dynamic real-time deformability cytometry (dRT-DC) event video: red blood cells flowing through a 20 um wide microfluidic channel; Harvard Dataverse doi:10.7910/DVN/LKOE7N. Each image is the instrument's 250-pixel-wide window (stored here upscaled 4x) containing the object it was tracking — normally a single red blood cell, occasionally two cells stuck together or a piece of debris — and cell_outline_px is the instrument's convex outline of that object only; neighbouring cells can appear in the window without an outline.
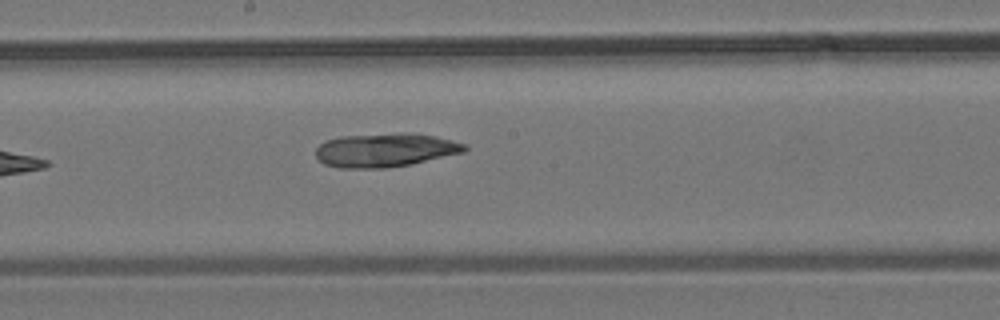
{"species": "common noctule bat (a hibernating species)", "species_latin": "Nyctalus noctula", "temperature_condition": "room temperature", "stored_images_in_passage": 8, "camera_frame_rate_fps": 3000, "um_per_image_px": 0.085, "animal": {"sex": "male", "body_mass_g": 19.2, "forearm_length_mm": 51.8}, "frame": {"image": 1, "passage_image": 8, "time_ms": 8.333, "image_size_px": [1000, 320], "cell_outline_px": [[468, 148], [464, 152], [408, 164], [384, 168], [340, 168], [324, 164], [316, 156], [316, 148], [320, 144], [328, 140], [340, 136], [400, 132], [408, 132], [436, 136], [468, 144]], "centroid_in_image_um": [32.75, 12.74], "position_along_channel_um": 215.4, "area_um2": 29.3}}